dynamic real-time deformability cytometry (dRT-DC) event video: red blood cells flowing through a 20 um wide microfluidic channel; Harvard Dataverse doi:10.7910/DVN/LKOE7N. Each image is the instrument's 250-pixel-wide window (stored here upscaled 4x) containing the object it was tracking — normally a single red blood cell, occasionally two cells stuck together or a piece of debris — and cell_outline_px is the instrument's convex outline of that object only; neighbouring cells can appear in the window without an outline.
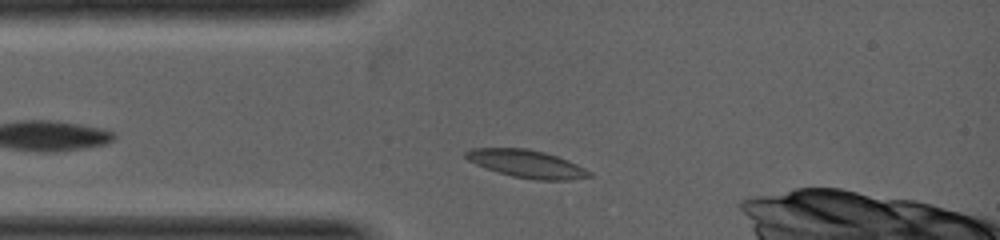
{"species": "common noctule bat (a hibernating species)", "species_latin": "Nyctalus noctula", "temperature_condition": "warm", "stored_images_in_passage": 4, "camera_frame_rate_fps": 5000, "um_per_image_px": 0.085, "animal": {"sex": "female", "body_mass_g": 19.0, "forearm_length_mm": 53.3}, "frame": {"image": 1, "passage_image": 1, "time_ms": 0.0, "image_size_px": [1000, 240], "cell_outline_px": [[592, 176], [568, 180], [536, 180], [512, 176], [496, 172], [476, 164], [468, 160], [464, 156], [464, 152], [472, 148], [524, 148], [544, 152], [568, 160], [592, 172]], "centroid_in_image_um": [44.75, 13.92], "position_along_channel_um": 40.3, "area_um2": 19.88}}
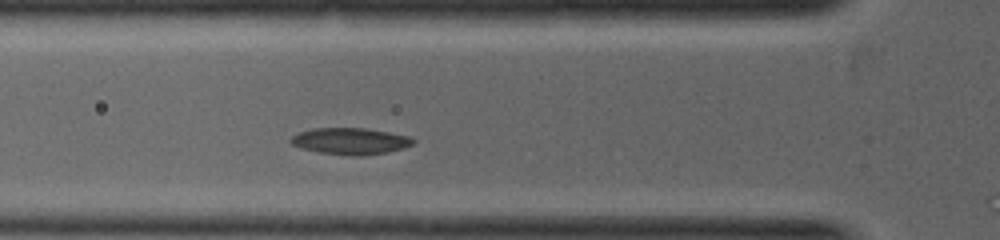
{"frame": {"image": 2, "passage_image": 3, "time_ms": 0.8, "image_size_px": [1000, 240], "cell_outline_px": [[416, 140], [412, 144], [388, 152], [360, 156], [352, 156], [320, 152], [300, 148], [292, 144], [288, 140], [292, 136], [300, 132], [312, 128], [364, 128], [388, 132], [408, 136]], "centroid_in_image_um": [29.74, 11.99], "position_along_channel_um": 96.1, "area_um2": 18.79}}